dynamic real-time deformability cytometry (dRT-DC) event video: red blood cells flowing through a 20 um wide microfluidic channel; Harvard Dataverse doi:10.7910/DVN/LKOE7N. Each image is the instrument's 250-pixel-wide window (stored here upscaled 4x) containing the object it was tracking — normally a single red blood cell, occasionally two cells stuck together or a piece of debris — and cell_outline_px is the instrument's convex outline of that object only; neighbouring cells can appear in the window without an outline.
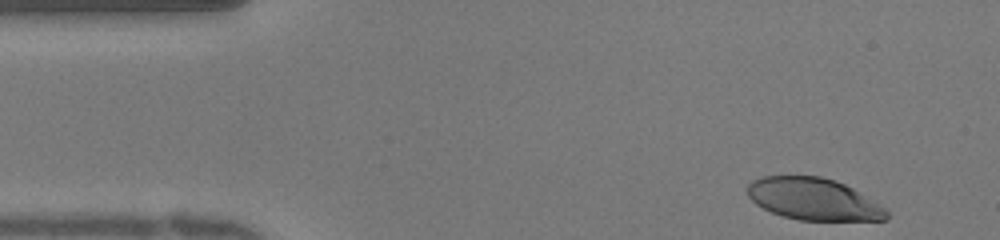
{"species": "human", "species_latin": "Homo sapiens", "temperature_condition": "warm", "stored_images_in_passage": 31, "camera_frame_rate_fps": 3000, "um_per_image_px": 0.085, "donor": {"sex": "female"}, "frame": {"image": 1, "passage_image": 1, "time_ms": 0.0, "image_size_px": [1000, 240], "cell_outline_px": [[888, 220], [800, 220], [784, 216], [772, 212], [756, 204], [748, 196], [748, 184], [752, 180], [760, 176], [820, 176], [844, 184], [852, 188], [884, 208], [888, 212]], "centroid_in_image_um": [69.12, 16.92], "position_along_channel_um": 15.9, "area_um2": 33.58}}
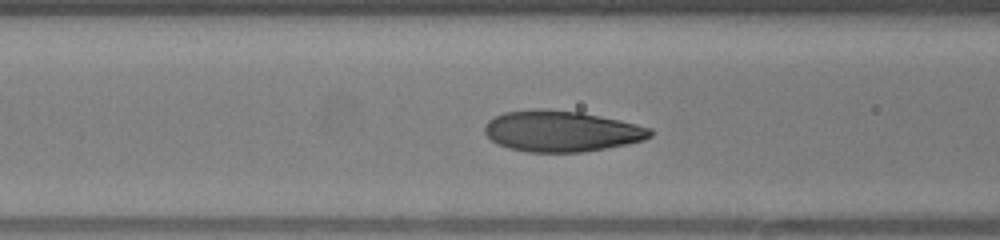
{"frame": {"image": 2, "passage_image": 12, "time_ms": 3.667, "image_size_px": [1000, 240], "cell_outline_px": [[652, 136], [644, 140], [628, 144], [584, 152], [528, 152], [508, 148], [492, 140], [484, 132], [484, 124], [488, 120], [504, 112], [536, 108], [544, 108], [580, 112], [620, 120], [652, 128]], "centroid_in_image_um": [47.72, 11.14], "position_along_channel_um": 118.9, "area_um2": 39.71}}
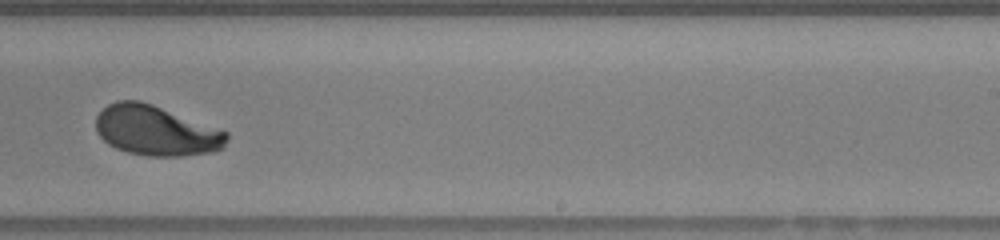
{"frame": {"image": 3, "passage_image": 21, "time_ms": 6.667, "image_size_px": [1000, 240], "cell_outline_px": [[228, 140], [224, 148], [212, 152], [180, 156], [148, 156], [128, 152], [116, 148], [108, 144], [96, 132], [96, 116], [108, 104], [116, 100], [140, 100], [152, 104], [220, 128], [228, 132]], "centroid_in_image_um": [13.29, 11.1], "position_along_channel_um": 275.7, "area_um2": 38.38}}